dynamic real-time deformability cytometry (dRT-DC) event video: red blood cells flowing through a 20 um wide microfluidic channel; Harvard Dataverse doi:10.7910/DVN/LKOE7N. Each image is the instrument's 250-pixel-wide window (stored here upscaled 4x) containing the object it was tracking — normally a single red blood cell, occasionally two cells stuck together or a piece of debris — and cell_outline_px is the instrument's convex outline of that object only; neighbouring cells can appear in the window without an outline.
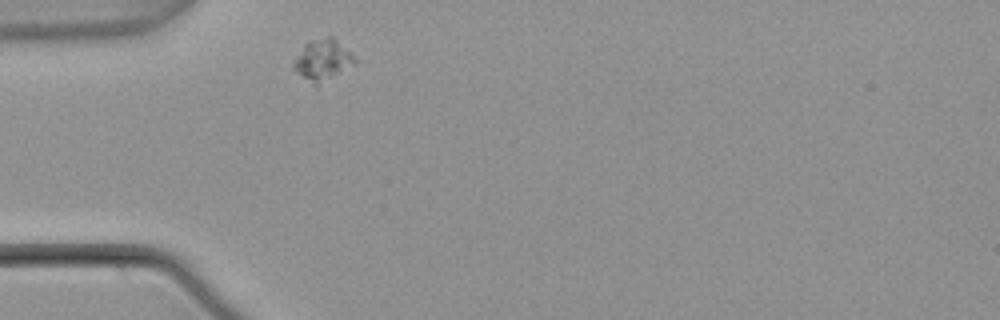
{"species": "common noctule bat (a hibernating species)", "species_latin": "Nyctalus noctula", "temperature_condition": "warm", "stored_images_in_passage": 1, "camera_frame_rate_fps": 3000, "um_per_image_px": 0.085, "animal": {"sex": "male", "body_mass_g": 21.5, "forearm_length_mm": 52.0}, "frame": {"image": 1, "passage_image": 1, "time_ms": 0.0, "image_size_px": [1000, 320], "cell_outline_px": [[356, 60], [352, 64], [316, 88], [296, 72], [292, 68], [292, 64], [304, 44], [308, 40], [328, 36], [332, 36]], "centroid_in_image_um": [27.34, 5.12], "position_along_channel_um": 57.7, "area_um2": 14.39}}